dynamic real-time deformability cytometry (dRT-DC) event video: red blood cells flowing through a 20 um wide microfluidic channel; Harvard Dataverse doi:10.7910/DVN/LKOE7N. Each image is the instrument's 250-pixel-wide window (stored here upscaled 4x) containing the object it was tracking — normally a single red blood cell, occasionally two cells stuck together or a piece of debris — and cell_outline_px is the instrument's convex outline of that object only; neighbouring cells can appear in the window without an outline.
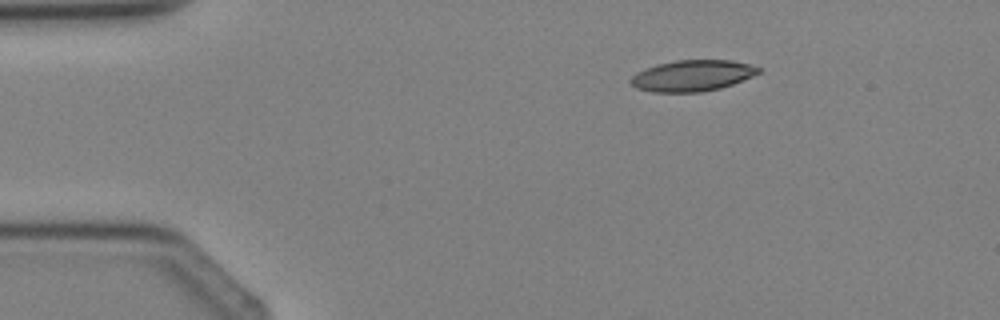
{"species": "Egyptian fruit bat (a non-hibernating species)", "species_latin": "Rousettus aegyptiacus", "temperature_condition": "cold", "stored_images_in_passage": 2, "camera_frame_rate_fps": 3000, "um_per_image_px": 0.085, "animal": {"sex": "female"}, "frame": {"image": 1, "passage_image": 1, "time_ms": 0.0, "image_size_px": [1000, 320], "cell_outline_px": [[760, 72], [752, 76], [732, 84], [720, 88], [704, 92], [652, 92], [636, 88], [628, 80], [636, 72], [656, 64], [676, 60], [732, 60], [748, 64], [760, 68]], "centroid_in_image_um": [58.81, 6.43], "position_along_channel_um": 26.2, "area_um2": 23.18}}